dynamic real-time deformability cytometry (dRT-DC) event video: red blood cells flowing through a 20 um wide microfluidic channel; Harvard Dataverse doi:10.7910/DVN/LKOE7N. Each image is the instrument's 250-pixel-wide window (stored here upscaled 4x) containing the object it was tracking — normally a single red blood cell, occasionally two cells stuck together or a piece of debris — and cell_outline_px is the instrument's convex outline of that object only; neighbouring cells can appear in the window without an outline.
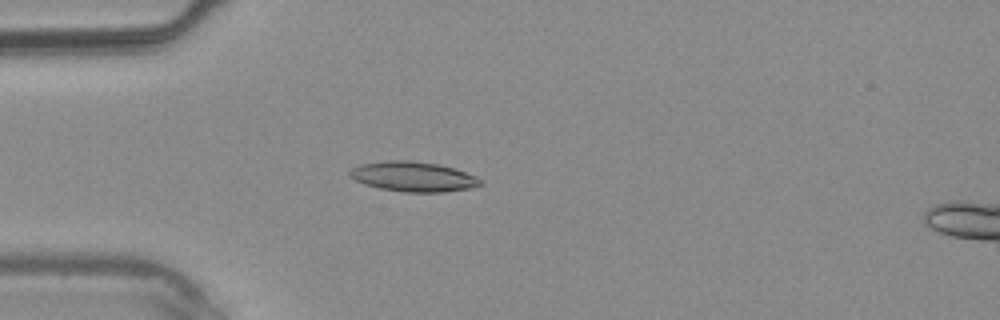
{"species": "common noctule bat (a hibernating species)", "species_latin": "Nyctalus noctula", "temperature_condition": "warm", "stored_images_in_passage": 29, "camera_frame_rate_fps": 3000, "um_per_image_px": 0.085, "animal": {"sex": "male", "body_mass_g": 20.4}, "frame": {"image": 1, "passage_image": 1, "time_ms": 0.0, "image_size_px": [1000, 320], "cell_outline_px": [[484, 184], [476, 188], [444, 192], [404, 192], [380, 188], [364, 184], [348, 176], [348, 172], [352, 168], [360, 164], [388, 160], [408, 160], [440, 164], [456, 168], [476, 176]], "centroid_in_image_um": [35.17, 15.01], "position_along_channel_um": 49.8, "area_um2": 23.12}}
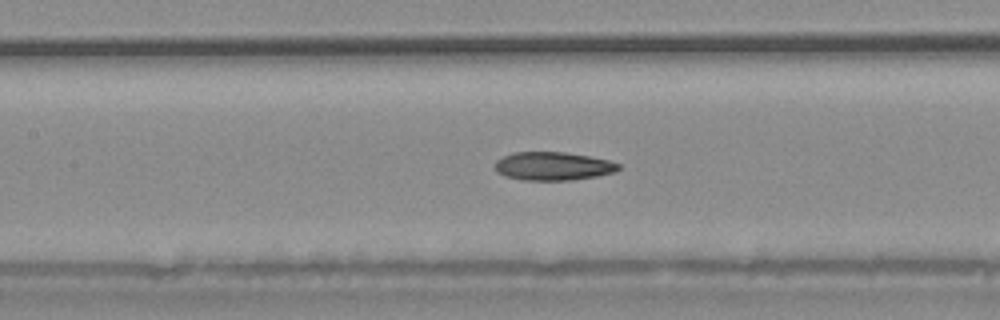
{"frame": {"image": 2, "passage_image": 8, "time_ms": 2.333, "image_size_px": [1000, 320], "cell_outline_px": [[620, 168], [616, 172], [596, 176], [572, 180], [524, 180], [504, 176], [496, 172], [496, 160], [512, 152], [564, 152], [588, 156], [608, 160], [620, 164]], "centroid_in_image_um": [47.0, 14.12], "position_along_channel_um": 160.4, "area_um2": 20.4}}
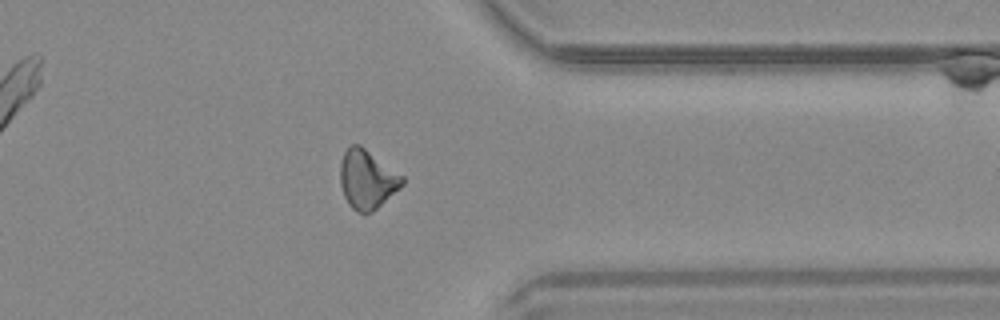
{"frame": {"image": 3, "passage_image": 21, "time_ms": 6.667, "image_size_px": [1000, 320], "cell_outline_px": [[404, 184], [400, 188], [372, 212], [356, 212], [348, 204], [344, 196], [340, 184], [340, 164], [344, 152], [352, 144], [360, 144], [404, 176]], "centroid_in_image_um": [31.2, 15.24], "position_along_channel_um": 380.2, "area_um2": 21.33}}